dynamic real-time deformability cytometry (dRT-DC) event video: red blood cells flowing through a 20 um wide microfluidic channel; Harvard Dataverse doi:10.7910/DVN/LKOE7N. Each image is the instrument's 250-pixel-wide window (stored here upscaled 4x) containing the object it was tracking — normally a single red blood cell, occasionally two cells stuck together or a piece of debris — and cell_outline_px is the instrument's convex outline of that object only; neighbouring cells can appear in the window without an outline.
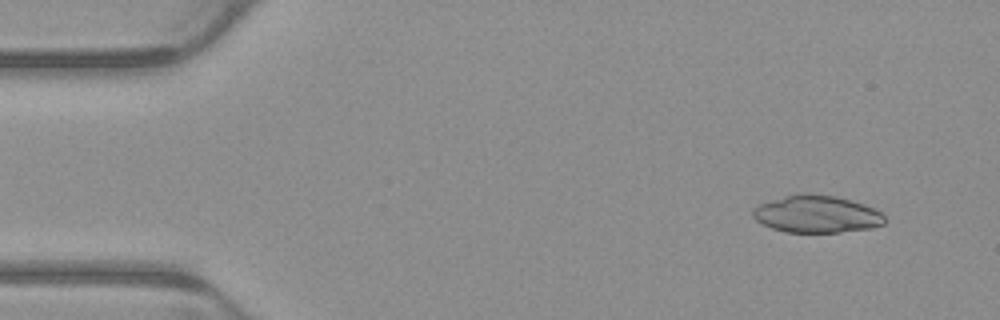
{"species": "common noctule bat (a hibernating species)", "species_latin": "Nyctalus noctula", "temperature_condition": "warm", "stored_images_in_passage": 4, "camera_frame_rate_fps": 3000, "um_per_image_px": 0.085, "animal": {"sex": "male", "body_mass_g": 23.1, "forearm_length_mm": 52.7}, "frame": {"image": 1, "passage_image": 1, "time_ms": 0.0, "image_size_px": [1000, 320], "cell_outline_px": [[888, 220], [884, 224], [872, 228], [840, 232], [784, 232], [772, 228], [756, 220], [752, 216], [752, 208], [756, 204], [784, 196], [800, 192], [804, 192], [836, 196], [852, 200], [864, 204], [880, 212]], "centroid_in_image_um": [69.4, 18.19], "position_along_channel_um": 15.6, "area_um2": 29.02}}